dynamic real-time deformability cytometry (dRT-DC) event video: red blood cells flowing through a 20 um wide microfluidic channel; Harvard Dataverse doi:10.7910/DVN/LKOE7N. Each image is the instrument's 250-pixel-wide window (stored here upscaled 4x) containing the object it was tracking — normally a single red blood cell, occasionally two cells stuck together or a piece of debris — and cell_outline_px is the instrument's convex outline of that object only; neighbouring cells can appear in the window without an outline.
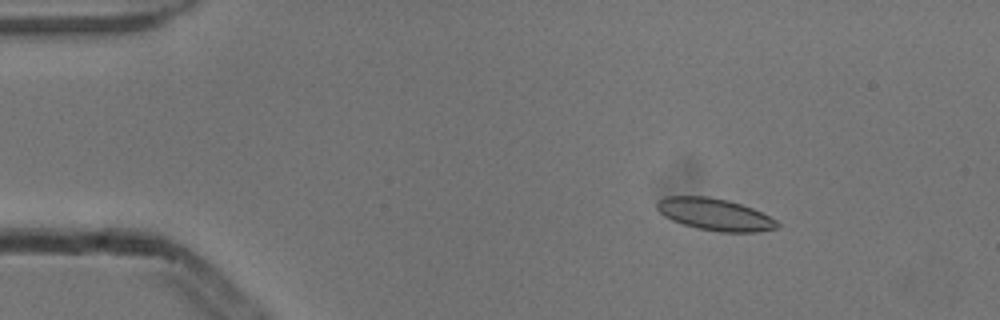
{"species": "common noctule bat (a hibernating species)", "species_latin": "Nyctalus noctula", "temperature_condition": "cold", "stored_images_in_passage": 6, "camera_frame_rate_fps": 3000, "um_per_image_px": 0.085, "animal": {"sex": "male", "body_mass_g": 13.3}, "frame": {"image": 1, "passage_image": 3, "time_ms": 0.667, "image_size_px": [1000, 320], "cell_outline_px": [[780, 228], [760, 232], [720, 232], [696, 228], [672, 220], [664, 216], [656, 208], [656, 200], [664, 196], [708, 196], [728, 200], [752, 208], [776, 220], [780, 224]], "centroid_in_image_um": [60.75, 18.22], "position_along_channel_um": 24.2, "area_um2": 22.6}}
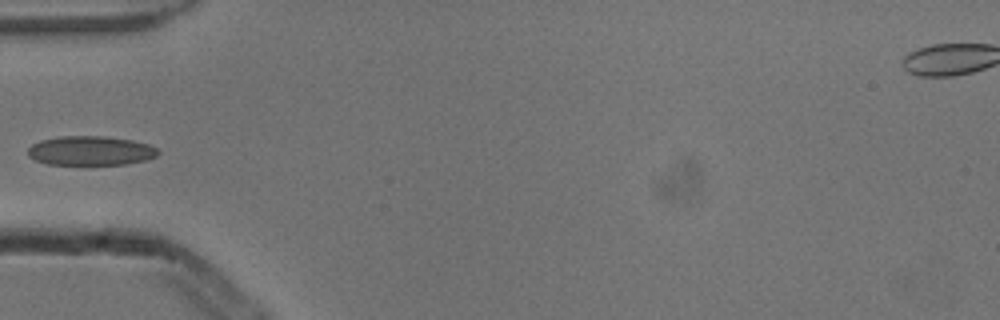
{"frame": {"image": 2, "passage_image": 6, "time_ms": 1.667, "image_size_px": [1000, 320], "cell_outline_px": [[160, 152], [156, 156], [148, 160], [124, 164], [48, 164], [36, 160], [28, 156], [28, 148], [32, 144], [40, 140], [60, 136], [104, 136], [132, 140], [148, 144], [156, 148]], "centroid_in_image_um": [7.7, 12.8], "position_along_channel_um": 77.3, "area_um2": 22.2}}